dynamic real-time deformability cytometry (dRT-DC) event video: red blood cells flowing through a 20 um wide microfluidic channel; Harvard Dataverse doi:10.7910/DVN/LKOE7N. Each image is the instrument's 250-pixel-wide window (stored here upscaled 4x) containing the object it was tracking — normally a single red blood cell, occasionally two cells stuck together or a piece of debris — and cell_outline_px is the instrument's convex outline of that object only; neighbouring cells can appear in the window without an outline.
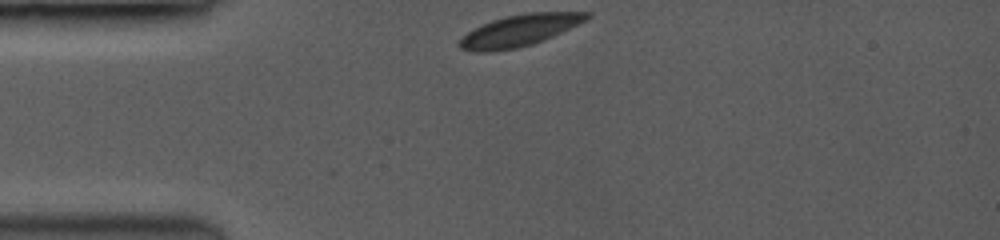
{"species": "common noctule bat (a hibernating species)", "species_latin": "Nyctalus noctula", "temperature_condition": "room temperature", "stored_images_in_passage": 40, "camera_frame_rate_fps": 3500, "um_per_image_px": 0.085, "animal": {"sex": "female", "body_mass_g": 19.0, "forearm_length_mm": 53.3}, "frame": {"image": 1, "passage_image": 1, "time_ms": 0.0, "image_size_px": [1000, 240], "cell_outline_px": [[592, 16], [588, 20], [552, 36], [532, 44], [516, 48], [484, 52], [460, 48], [460, 40], [468, 32], [492, 20], [504, 16], [524, 12], [592, 12]], "centroid_in_image_um": [44.24, 2.55], "position_along_channel_um": 40.8, "area_um2": 23.06}}
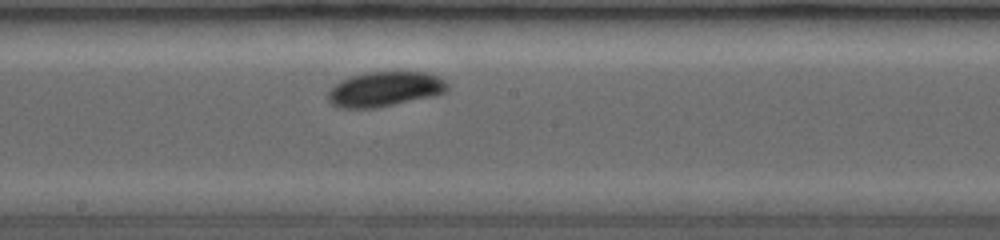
{"frame": {"image": 2, "passage_image": 20, "time_ms": 5.143, "image_size_px": [1000, 240], "cell_outline_px": [[448, 88], [444, 92], [428, 96], [372, 108], [344, 108], [332, 104], [328, 100], [328, 92], [340, 80], [352, 76], [368, 72], [428, 72], [444, 80], [448, 84]], "centroid_in_image_um": [32.67, 7.55], "position_along_channel_um": 215.5, "area_um2": 23.58}}
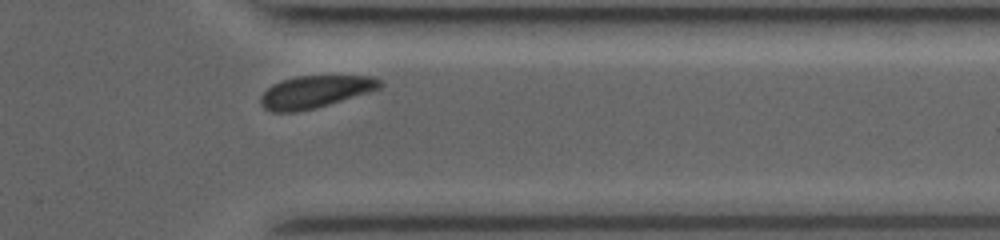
{"frame": {"image": 3, "passage_image": 35, "time_ms": 9.429, "image_size_px": [1000, 240], "cell_outline_px": [[380, 88], [368, 92], [316, 108], [296, 112], [272, 112], [264, 108], [260, 104], [260, 96], [272, 84], [284, 80], [300, 76], [372, 76], [380, 80]], "centroid_in_image_um": [26.74, 7.81], "position_along_channel_um": 384.7, "area_um2": 22.14}, "authors_computed_cell_mechanics": {"area_um2": 23.4668, "velocity_mm_per_s": 3.9174, "shape_relaxation_time_tau1_ms": 3.625, "shape_relaxation_time_tau2_ms": null, "deformation_change_tau1": 0.0995, "deformation_change_tau2": null}}